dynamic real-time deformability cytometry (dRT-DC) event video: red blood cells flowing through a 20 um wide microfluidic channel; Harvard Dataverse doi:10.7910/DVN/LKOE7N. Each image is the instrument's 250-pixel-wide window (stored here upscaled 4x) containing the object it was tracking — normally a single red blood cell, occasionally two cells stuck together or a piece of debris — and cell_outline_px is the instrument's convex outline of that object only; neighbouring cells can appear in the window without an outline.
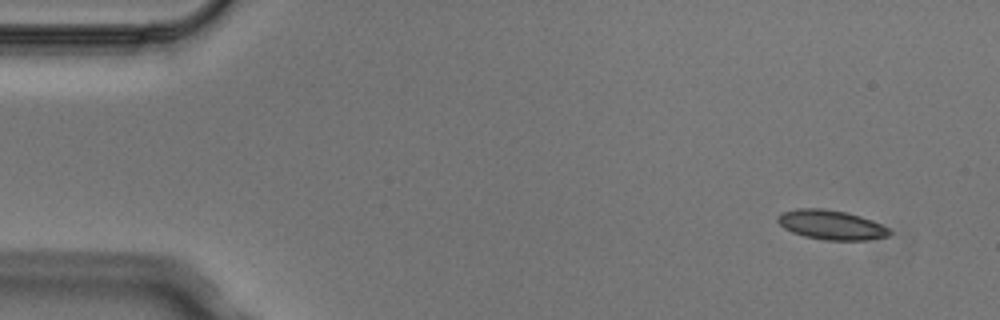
{"species": "Egyptian fruit bat (a non-hibernating species)", "species_latin": "Rousettus aegyptiacus", "temperature_condition": "cold", "stored_images_in_passage": 4, "camera_frame_rate_fps": 3000, "um_per_image_px": 0.085, "animal": {"sex": "male"}, "frame": {"image": 1, "passage_image": 1, "time_ms": 0.0, "image_size_px": [1000, 320], "cell_outline_px": [[892, 232], [888, 236], [868, 240], [828, 240], [804, 236], [792, 232], [784, 228], [776, 220], [776, 216], [780, 212], [796, 208], [824, 208], [848, 212], [872, 220], [888, 228]], "centroid_in_image_um": [70.62, 19.1], "position_along_channel_um": 14.4, "area_um2": 19.36}}
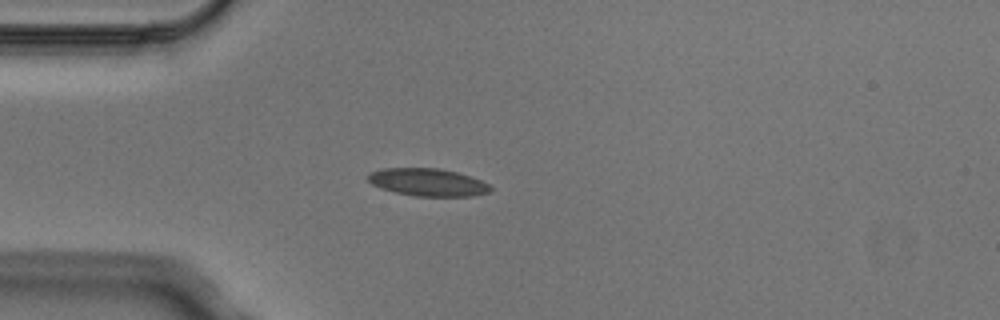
{"frame": {"image": 2, "passage_image": 4, "time_ms": 1.0, "image_size_px": [1000, 320], "cell_outline_px": [[492, 188], [488, 192], [472, 196], [416, 196], [396, 192], [380, 188], [372, 184], [368, 180], [368, 172], [384, 168], [440, 168], [456, 172], [480, 180], [488, 184]], "centroid_in_image_um": [36.33, 15.49], "position_along_channel_um": 48.7, "area_um2": 19.54}}